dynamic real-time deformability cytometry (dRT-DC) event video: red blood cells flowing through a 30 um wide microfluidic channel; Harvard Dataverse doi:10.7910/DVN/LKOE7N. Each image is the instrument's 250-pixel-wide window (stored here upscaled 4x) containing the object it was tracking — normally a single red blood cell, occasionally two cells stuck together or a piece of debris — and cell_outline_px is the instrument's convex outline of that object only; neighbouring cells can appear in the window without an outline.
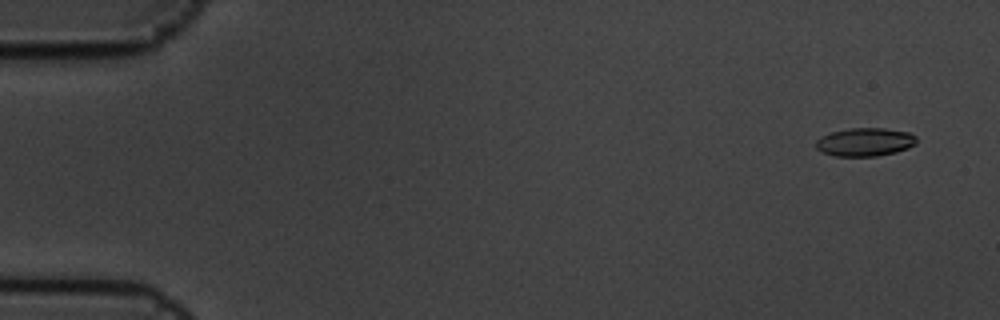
{"species": "common noctule bat (a hibernating species)", "species_latin": "Nyctalus noctula", "temperature_condition": "cold", "stored_images_in_passage": 6, "camera_frame_rate_fps": 3000, "um_per_image_px": 0.085, "animal": {"sex": "male", "body_mass_g": 19.5, "forearm_length_mm": 54.6}, "frame": {"image": 1, "passage_image": 1, "time_ms": 0.0, "image_size_px": [1000, 320], "cell_outline_px": [[916, 144], [908, 148], [896, 152], [876, 156], [832, 156], [816, 148], [816, 140], [820, 136], [832, 132], [848, 128], [884, 128], [908, 132], [916, 136]], "centroid_in_image_um": [73.52, 12.07], "position_along_channel_um": 11.5, "area_um2": 16.65}}
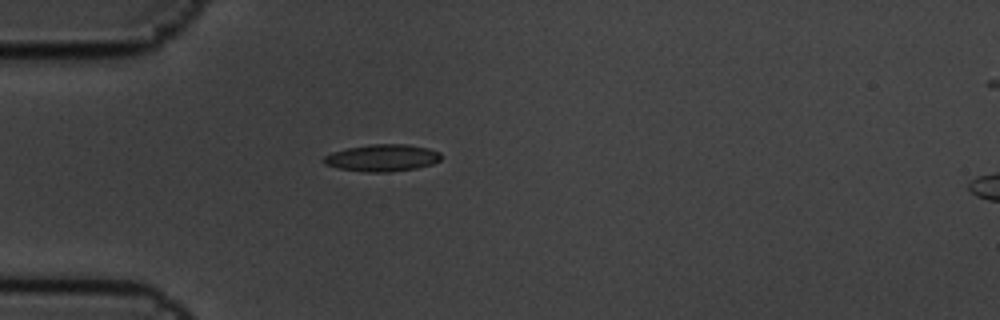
{"frame": {"image": 2, "passage_image": 5, "time_ms": 1.333, "image_size_px": [1000, 320], "cell_outline_px": [[444, 156], [440, 160], [432, 164], [416, 168], [392, 172], [364, 172], [340, 168], [324, 164], [320, 160], [324, 156], [332, 152], [348, 148], [372, 144], [408, 144], [428, 148], [440, 152]], "centroid_in_image_um": [32.51, 13.42], "position_along_channel_um": 52.5, "area_um2": 18.61}}